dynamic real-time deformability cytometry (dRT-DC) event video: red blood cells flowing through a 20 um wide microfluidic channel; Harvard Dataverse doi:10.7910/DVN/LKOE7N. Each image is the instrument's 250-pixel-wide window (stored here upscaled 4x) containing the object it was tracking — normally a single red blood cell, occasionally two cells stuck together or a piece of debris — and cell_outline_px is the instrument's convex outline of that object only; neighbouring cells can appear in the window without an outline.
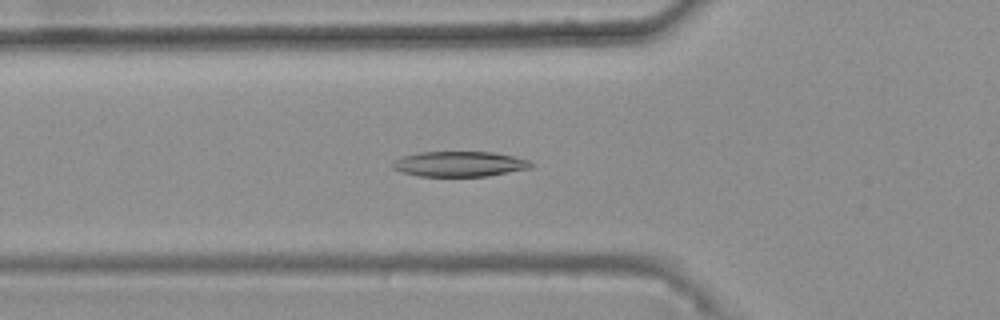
{"species": "common noctule bat (a hibernating species)", "species_latin": "Nyctalus noctula", "temperature_condition": "warm", "stored_images_in_passage": 47, "camera_frame_rate_fps": 3000, "um_per_image_px": 0.085, "animal": {"sex": "female", "body_mass_g": 25.1}, "frame": {"image": 1, "passage_image": 19, "time_ms": 6.0, "image_size_px": [1000, 320], "cell_outline_px": [[532, 168], [488, 176], [420, 176], [404, 172], [392, 168], [392, 164], [396, 160], [404, 156], [420, 152], [492, 152], [512, 156], [528, 160], [532, 164]], "centroid_in_image_um": [39.08, 13.94], "position_along_channel_um": 86.7, "area_um2": 20.11}}
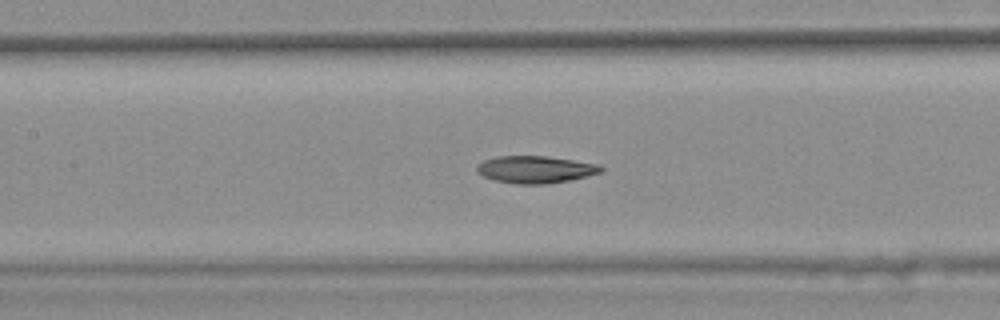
{"frame": {"image": 2, "passage_image": 25, "time_ms": 8.0, "image_size_px": [1000, 320], "cell_outline_px": [[604, 172], [588, 176], [548, 184], [516, 184], [496, 180], [484, 176], [476, 172], [476, 164], [484, 160], [496, 156], [544, 156], [600, 164], [604, 168]], "centroid_in_image_um": [45.52, 14.4], "position_along_channel_um": 161.9, "area_um2": 19.77}}
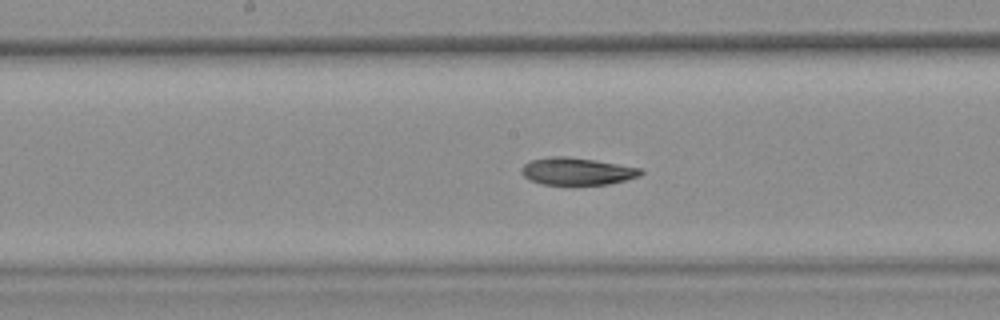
{"frame": {"image": 3, "passage_image": 28, "time_ms": 9.0, "image_size_px": [1000, 320], "cell_outline_px": [[644, 172], [640, 176], [608, 184], [544, 184], [528, 180], [520, 172], [520, 168], [524, 164], [532, 160], [548, 156], [564, 156], [592, 160], [640, 168]], "centroid_in_image_um": [48.99, 14.56], "position_along_channel_um": 199.2, "area_um2": 18.73}, "authors_computed_cell_mechanics": {"area_um2": 19.7676, "velocity_mm_per_s": 3.7373, "shape_relaxation_time_tau1_ms": null, "shape_relaxation_time_tau2_ms": 5.8456, "deformation_change_tau1": null, "deformation_change_tau2": 0.129}}